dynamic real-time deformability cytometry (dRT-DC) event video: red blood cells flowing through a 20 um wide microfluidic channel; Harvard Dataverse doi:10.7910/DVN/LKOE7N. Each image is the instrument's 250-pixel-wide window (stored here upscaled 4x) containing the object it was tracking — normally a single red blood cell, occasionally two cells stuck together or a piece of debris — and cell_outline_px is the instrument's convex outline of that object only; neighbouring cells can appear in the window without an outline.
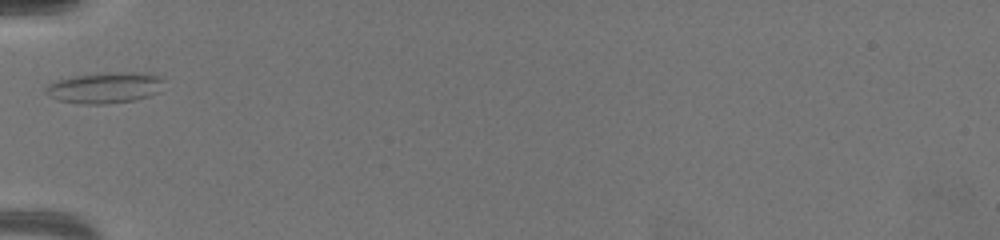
{"species": "common noctule bat (a hibernating species)", "species_latin": "Nyctalus noctula", "temperature_condition": "warm", "stored_images_in_passage": 39, "camera_frame_rate_fps": 3000, "um_per_image_px": 0.085, "animal": {"sex": "female", "body_mass_g": 19.5, "forearm_length_mm": 54.1}, "frame": {"image": 1, "passage_image": 1, "time_ms": 0.0, "image_size_px": [1000, 240], "cell_outline_px": [[164, 80], [156, 92], [148, 96], [136, 100], [104, 104], [84, 104], [60, 100], [48, 96], [44, 92], [44, 88], [48, 84], [56, 80], [72, 76], [120, 72], [144, 72], [156, 76]], "centroid_in_image_um": [8.86, 7.46], "position_along_channel_um": 76.1, "area_um2": 21.1}, "authors_computed_cell_mechanics": {"area_um2": 17.051, "velocity_mm_per_s": 3.2742, "shape_relaxation_time_tau1_ms": null, "shape_relaxation_time_tau2_ms": 2.3813, "deformation_change_tau1": null, "deformation_change_tau2": 0.0811}}